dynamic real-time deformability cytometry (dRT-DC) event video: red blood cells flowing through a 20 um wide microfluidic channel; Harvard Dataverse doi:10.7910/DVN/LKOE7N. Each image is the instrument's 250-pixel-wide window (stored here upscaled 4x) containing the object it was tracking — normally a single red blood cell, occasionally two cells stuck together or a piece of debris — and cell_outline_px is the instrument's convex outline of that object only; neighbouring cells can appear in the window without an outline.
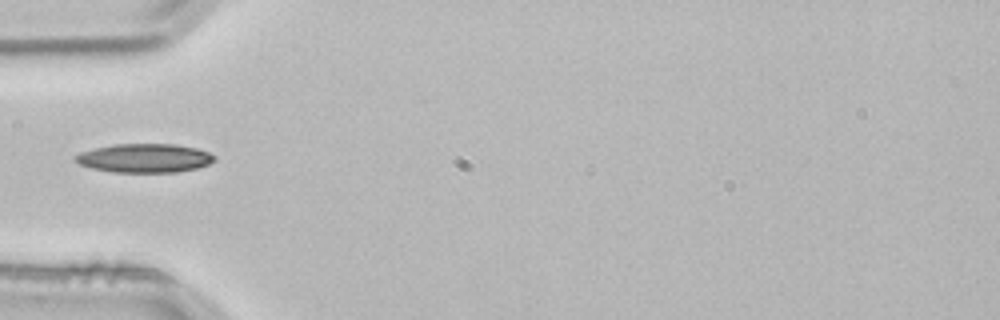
{"species": "common noctule bat (a hibernating species)", "species_latin": "Nyctalus noctula", "temperature_condition": "room temperature", "stored_images_in_passage": 3, "camera_frame_rate_fps": 3000, "um_per_image_px": 0.085, "animal": {"sex": "male", "body_mass_g": 21.5, "forearm_length_mm": 52.0}, "frame": {"image": 1, "passage_image": 3, "time_ms": 0.667, "image_size_px": [1000, 320], "cell_outline_px": [[216, 160], [208, 164], [196, 168], [176, 172], [112, 172], [92, 168], [80, 164], [76, 160], [76, 156], [80, 152], [96, 148], [116, 144], [176, 144], [196, 148], [208, 152], [216, 156]], "centroid_in_image_um": [12.33, 13.44], "position_along_channel_um": 72.7, "area_um2": 23.18}}